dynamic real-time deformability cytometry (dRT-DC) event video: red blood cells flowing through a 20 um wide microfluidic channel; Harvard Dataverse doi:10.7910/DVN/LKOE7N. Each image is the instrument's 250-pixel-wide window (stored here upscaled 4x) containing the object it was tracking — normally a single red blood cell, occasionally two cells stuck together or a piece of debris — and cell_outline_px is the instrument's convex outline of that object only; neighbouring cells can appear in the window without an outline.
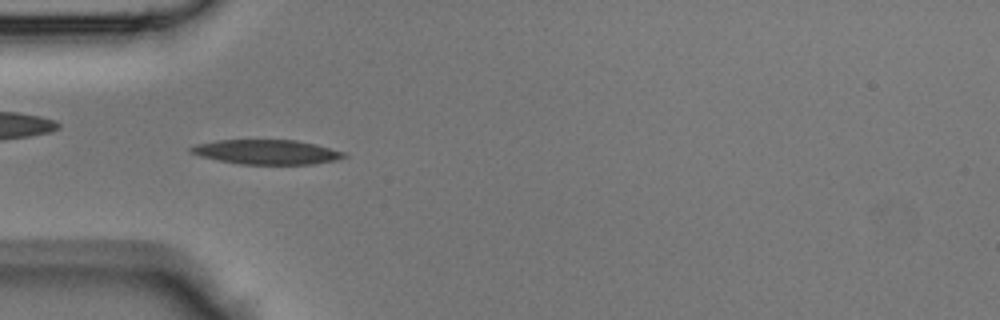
{"species": "Egyptian fruit bat (a non-hibernating species)", "species_latin": "Rousettus aegyptiacus", "temperature_condition": "room temperature", "stored_images_in_passage": 32, "camera_frame_rate_fps": 3000, "um_per_image_px": 0.085, "animal": {"sex": "male"}, "frame": {"image": 1, "passage_image": 1, "time_ms": 0.0, "image_size_px": [1000, 320], "cell_outline_px": [[348, 156], [336, 160], [312, 164], [240, 164], [200, 156], [188, 152], [188, 148], [196, 144], [216, 140], [296, 140], [316, 144], [348, 152]], "centroid_in_image_um": [22.7, 12.91], "position_along_channel_um": 62.3, "area_um2": 22.08}}
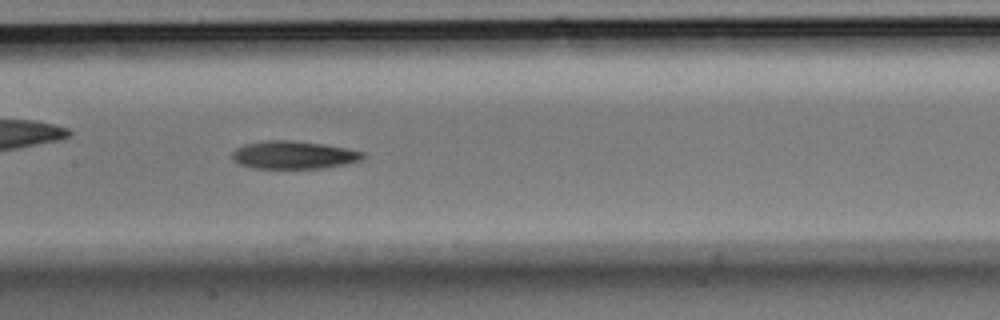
{"frame": {"image": 2, "passage_image": 9, "time_ms": 2.667, "image_size_px": [1000, 320], "cell_outline_px": [[364, 156], [360, 160], [344, 164], [320, 168], [252, 168], [240, 164], [232, 160], [232, 152], [236, 148], [244, 144], [268, 140], [292, 140], [324, 144], [348, 148], [364, 152]], "centroid_in_image_um": [24.93, 13.16], "position_along_channel_um": 182.5, "area_um2": 21.21}}
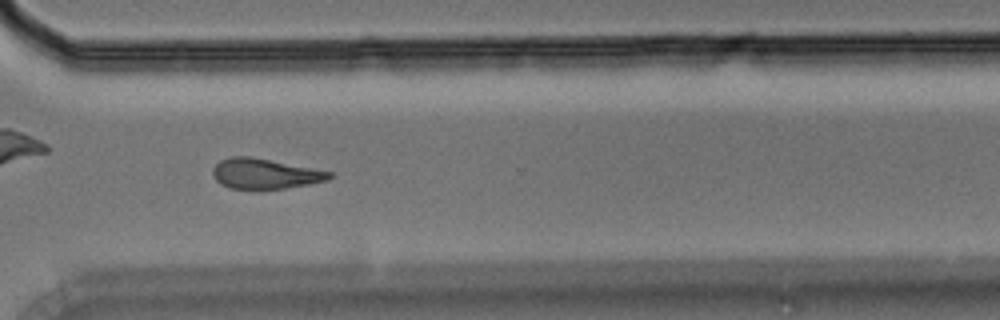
{"frame": {"image": 3, "passage_image": 20, "time_ms": 6.333, "image_size_px": [1000, 320], "cell_outline_px": [[332, 176], [328, 180], [308, 184], [284, 188], [232, 188], [220, 184], [212, 176], [212, 168], [220, 160], [232, 156], [248, 156], [312, 168], [332, 172]], "centroid_in_image_um": [22.48, 14.75], "position_along_channel_um": 348.1, "area_um2": 20.17}}